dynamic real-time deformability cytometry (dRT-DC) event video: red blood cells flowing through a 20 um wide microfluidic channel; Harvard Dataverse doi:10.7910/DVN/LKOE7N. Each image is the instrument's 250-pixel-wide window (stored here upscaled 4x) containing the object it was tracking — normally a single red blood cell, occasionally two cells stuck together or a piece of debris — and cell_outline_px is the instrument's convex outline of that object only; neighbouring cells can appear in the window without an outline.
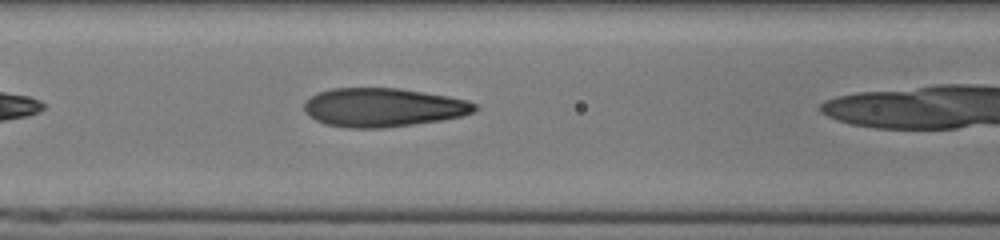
{"species": "human", "species_latin": "Homo sapiens", "temperature_condition": "cold", "stored_images_in_passage": 13, "camera_frame_rate_fps": 3000, "um_per_image_px": 0.085, "donor": {"sex": "male"}, "frame": {"image": 1, "passage_image": 6, "time_ms": 1.667, "image_size_px": [1000, 240], "cell_outline_px": [[480, 108], [476, 112], [460, 116], [440, 120], [384, 128], [348, 128], [328, 124], [316, 120], [304, 112], [304, 104], [312, 96], [320, 92], [332, 88], [396, 88], [448, 96], [468, 100], [476, 104]], "centroid_in_image_um": [32.59, 9.13], "position_along_channel_um": 134.0, "area_um2": 38.32}}